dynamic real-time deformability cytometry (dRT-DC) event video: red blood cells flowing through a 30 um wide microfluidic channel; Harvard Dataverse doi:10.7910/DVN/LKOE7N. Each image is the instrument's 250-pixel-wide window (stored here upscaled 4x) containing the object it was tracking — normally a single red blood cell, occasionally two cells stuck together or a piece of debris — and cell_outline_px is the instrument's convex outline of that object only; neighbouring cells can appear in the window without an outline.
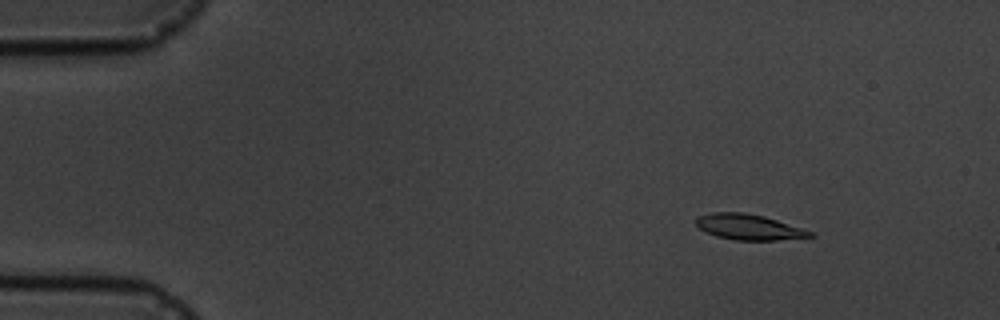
{"species": "common noctule bat (a hibernating species)", "species_latin": "Nyctalus noctula", "temperature_condition": "cold", "stored_images_in_passage": 8, "camera_frame_rate_fps": 3000, "um_per_image_px": 0.085, "animal": {"sex": "male", "body_mass_g": 19.5, "forearm_length_mm": 54.6}, "frame": {"image": 1, "passage_image": 3, "time_ms": 2.333, "image_size_px": [1000, 320], "cell_outline_px": [[816, 236], [776, 240], [736, 240], [716, 236], [704, 232], [696, 224], [696, 216], [712, 212], [744, 212], [764, 216], [812, 232]], "centroid_in_image_um": [63.59, 19.29], "position_along_channel_um": 21.4, "area_um2": 16.88}}
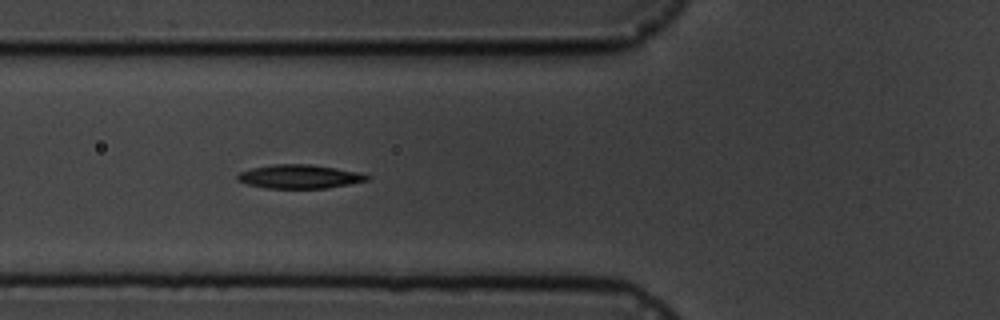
{"frame": {"image": 2, "passage_image": 7, "time_ms": 7.0, "image_size_px": [1000, 320], "cell_outline_px": [[372, 176], [368, 180], [348, 184], [324, 188], [264, 188], [248, 184], [236, 180], [236, 176], [240, 172], [252, 168], [272, 164], [312, 164], [336, 168], [356, 172]], "centroid_in_image_um": [25.42, 15.0], "position_along_channel_um": 100.4, "area_um2": 17.86}}
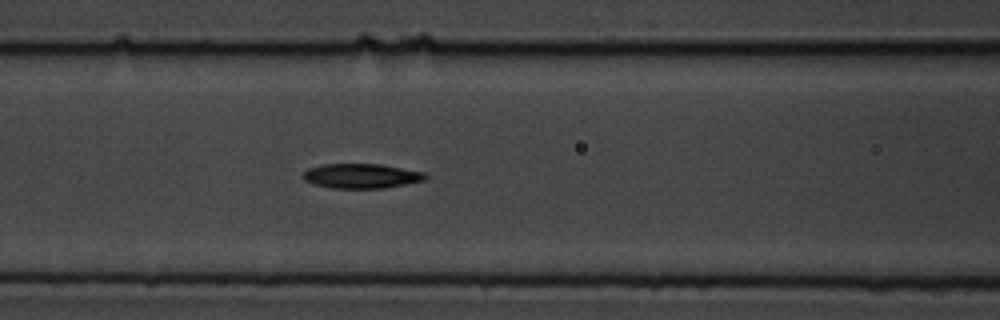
{"frame": {"image": 3, "passage_image": 8, "time_ms": 8.0, "image_size_px": [1000, 320], "cell_outline_px": [[428, 176], [424, 180], [384, 188], [332, 188], [316, 184], [304, 180], [300, 176], [308, 168], [324, 164], [380, 164], [424, 172]], "centroid_in_image_um": [30.69, 14.95], "position_along_channel_um": 135.9, "area_um2": 17.46}}